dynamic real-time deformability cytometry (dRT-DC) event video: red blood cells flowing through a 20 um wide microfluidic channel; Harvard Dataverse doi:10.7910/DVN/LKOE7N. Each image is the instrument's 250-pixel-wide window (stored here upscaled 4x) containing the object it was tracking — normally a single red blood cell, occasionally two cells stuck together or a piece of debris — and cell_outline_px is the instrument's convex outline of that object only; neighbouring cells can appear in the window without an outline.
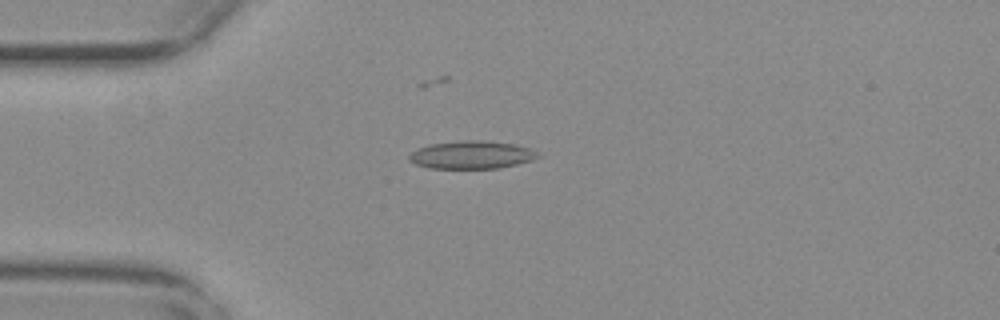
{"species": "common noctule bat (a hibernating species)", "species_latin": "Nyctalus noctula", "temperature_condition": "warm", "stored_images_in_passage": 54, "camera_frame_rate_fps": 3000, "um_per_image_px": 0.085, "animal": {"sex": "female", "body_mass_g": 29.2, "forearm_length_mm": 56.3}, "frame": {"image": 1, "passage_image": 14, "time_ms": 4.333, "image_size_px": [1000, 320], "cell_outline_px": [[540, 156], [532, 160], [516, 164], [496, 168], [428, 168], [416, 164], [408, 160], [408, 156], [416, 148], [432, 144], [460, 140], [488, 140], [516, 144], [528, 148], [536, 152]], "centroid_in_image_um": [40.06, 13.15], "position_along_channel_um": 44.9, "area_um2": 20.92}}
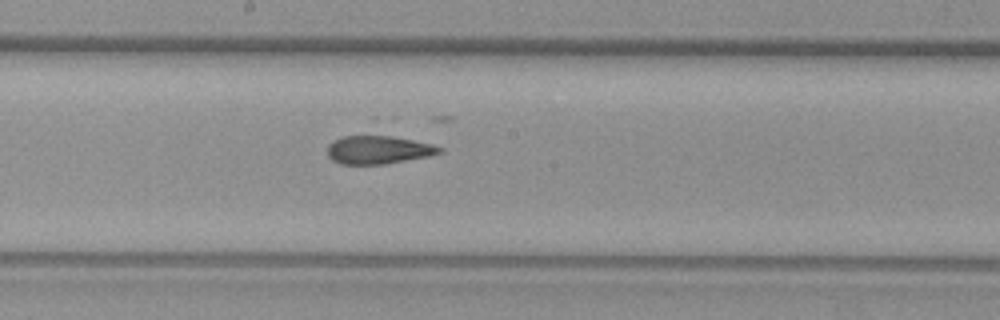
{"frame": {"image": 2, "passage_image": 29, "time_ms": 9.333, "image_size_px": [1000, 320], "cell_outline_px": [[444, 152], [428, 156], [384, 164], [340, 164], [332, 160], [328, 156], [328, 144], [332, 140], [372, 116], [376, 116], [444, 148]], "centroid_in_image_um": [32.23, 12.28], "position_along_channel_um": 216.0, "area_um2": 25.43}}
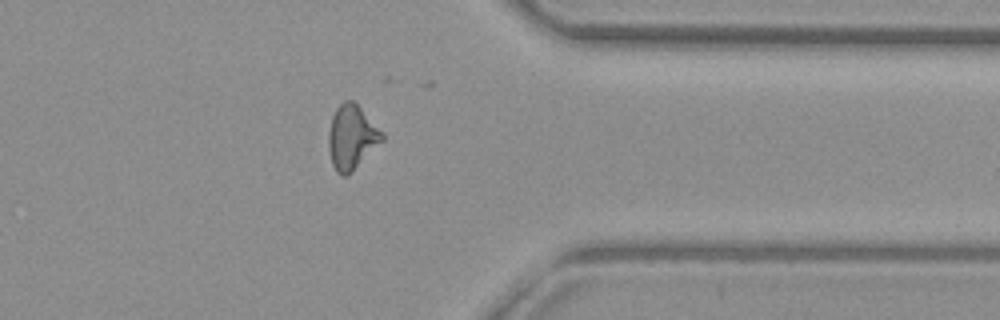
{"frame": {"image": 3, "passage_image": 43, "time_ms": 14.0, "image_size_px": [1000, 320], "cell_outline_px": [[384, 140], [348, 176], [340, 176], [336, 172], [332, 164], [328, 148], [328, 132], [332, 116], [336, 108], [344, 100], [352, 100], [384, 132]], "centroid_in_image_um": [29.89, 11.69], "position_along_channel_um": 381.5, "area_um2": 20.23}}